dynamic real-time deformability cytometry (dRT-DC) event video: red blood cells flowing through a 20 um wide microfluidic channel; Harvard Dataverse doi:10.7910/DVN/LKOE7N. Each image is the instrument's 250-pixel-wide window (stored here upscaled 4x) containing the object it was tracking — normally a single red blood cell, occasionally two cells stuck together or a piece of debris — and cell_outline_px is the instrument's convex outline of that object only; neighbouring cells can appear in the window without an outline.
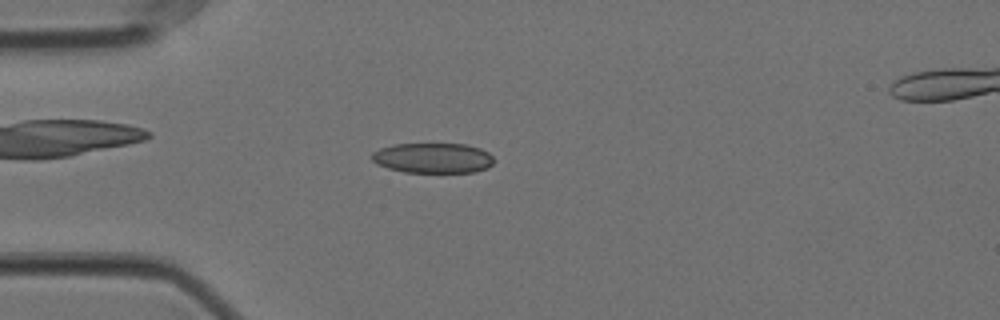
{"species": "Egyptian fruit bat (a non-hibernating species)", "species_latin": "Rousettus aegyptiacus", "temperature_condition": "cold", "stored_images_in_passage": 56, "camera_frame_rate_fps": 3000, "um_per_image_px": 0.085, "animal": {"sex": "female"}, "frame": {"image": 1, "passage_image": 14, "time_ms": 4.333, "image_size_px": [1000, 320], "cell_outline_px": [[492, 164], [488, 168], [472, 172], [404, 172], [388, 168], [376, 164], [372, 160], [372, 152], [380, 148], [392, 144], [468, 144], [480, 148], [488, 152], [492, 156]], "centroid_in_image_um": [36.78, 13.42], "position_along_channel_um": 48.2, "area_um2": 21.5}}
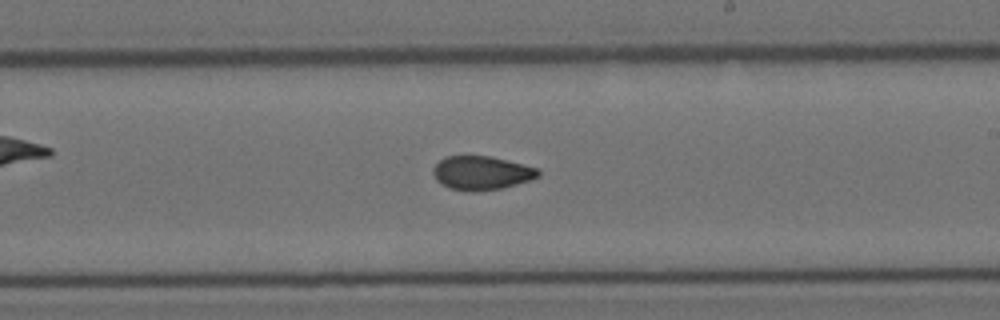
{"frame": {"image": 2, "passage_image": 32, "time_ms": 10.333, "image_size_px": [1000, 320], "cell_outline_px": [[540, 176], [532, 180], [500, 188], [472, 192], [448, 188], [440, 184], [436, 180], [432, 172], [432, 168], [444, 156], [488, 156], [540, 168]], "centroid_in_image_um": [40.92, 14.7], "position_along_channel_um": 248.1, "area_um2": 20.81}}
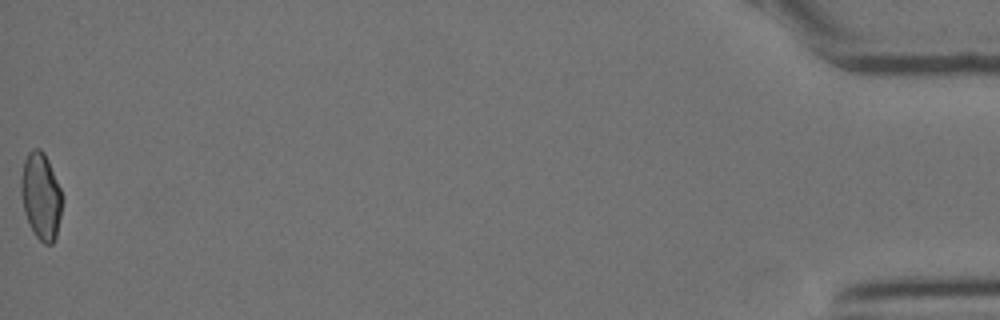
{"frame": {"image": 3, "passage_image": 56, "time_ms": 18.333, "image_size_px": [1000, 320], "cell_outline_px": [[60, 216], [56, 236], [52, 244], [44, 244], [36, 236], [24, 212], [20, 192], [20, 180], [24, 160], [28, 152], [32, 148], [40, 148], [44, 152], [48, 160], [60, 188]], "centroid_in_image_um": [3.44, 16.63], "position_along_channel_um": 431.8, "area_um2": 20.46}, "authors_computed_cell_mechanics": {"area_um2": 21.0392, "velocity_mm_per_s": 3.5414, "shape_relaxation_time_tau1_ms": 9.0032, "shape_relaxation_time_tau2_ms": 1.9486, "deformation_change_tau1": 0.1802, "deformation_change_tau2": 0.0646}}